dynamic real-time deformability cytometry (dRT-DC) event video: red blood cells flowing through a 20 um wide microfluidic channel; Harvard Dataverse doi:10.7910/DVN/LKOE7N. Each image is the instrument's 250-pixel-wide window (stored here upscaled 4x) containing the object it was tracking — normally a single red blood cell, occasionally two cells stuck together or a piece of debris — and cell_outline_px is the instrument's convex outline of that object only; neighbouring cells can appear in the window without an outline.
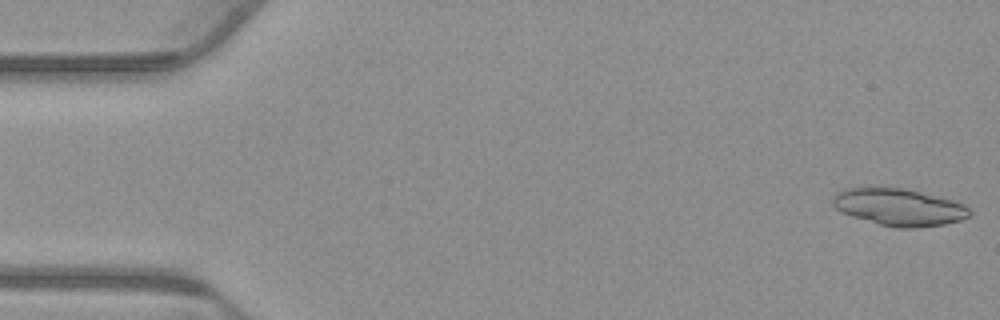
{"species": "common noctule bat (a hibernating species)", "species_latin": "Nyctalus noctula", "temperature_condition": "warm", "stored_images_in_passage": 19, "camera_frame_rate_fps": 3000, "um_per_image_px": 0.085, "animal": {"sex": "male", "body_mass_g": 23.1, "forearm_length_mm": 52.7}, "frame": {"image": 1, "passage_image": 1, "time_ms": 0.0, "image_size_px": [1000, 320], "cell_outline_px": [[972, 212], [968, 216], [960, 220], [944, 224], [916, 228], [896, 228], [880, 224], [852, 216], [836, 208], [832, 204], [832, 200], [836, 192], [844, 188], [900, 188], [920, 192], [952, 200], [964, 204]], "centroid_in_image_um": [76.42, 17.61], "position_along_channel_um": 8.6, "area_um2": 29.19}}